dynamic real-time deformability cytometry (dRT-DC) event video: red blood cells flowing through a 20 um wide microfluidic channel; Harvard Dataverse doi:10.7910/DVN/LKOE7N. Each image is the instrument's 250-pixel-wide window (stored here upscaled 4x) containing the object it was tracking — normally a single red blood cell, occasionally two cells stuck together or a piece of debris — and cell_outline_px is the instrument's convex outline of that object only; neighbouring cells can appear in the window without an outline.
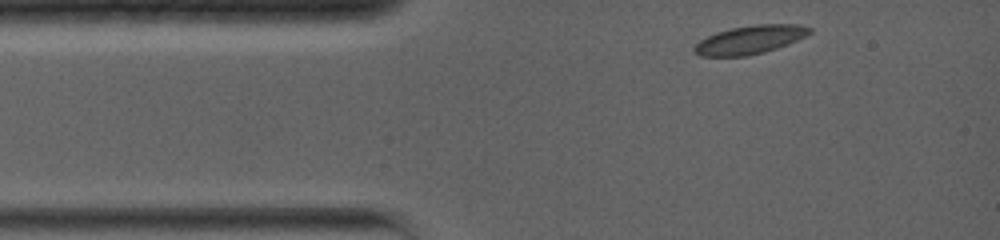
{"species": "common noctule bat (a hibernating species)", "species_latin": "Nyctalus noctula", "temperature_condition": "warm", "stored_images_in_passage": 23, "camera_frame_rate_fps": 5000, "um_per_image_px": 0.085, "animal": {"sex": "female", "body_mass_g": 19.0, "forearm_length_mm": 56.7}, "frame": {"image": 1, "passage_image": 1, "time_ms": 0.0, "image_size_px": [1000, 240], "cell_outline_px": [[812, 32], [788, 44], [764, 52], [744, 56], [700, 56], [692, 52], [692, 48], [700, 40], [716, 32], [732, 28], [756, 24], [800, 24], [812, 28]], "centroid_in_image_um": [63.73, 3.37], "position_along_channel_um": 21.3, "area_um2": 19.07}}
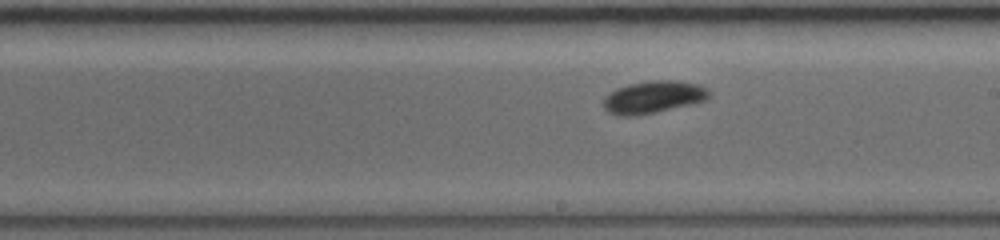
{"frame": {"image": 2, "passage_image": 14, "time_ms": 6.4, "image_size_px": [1000, 240], "cell_outline_px": [[712, 92], [704, 100], [688, 104], [636, 116], [620, 116], [608, 112], [604, 108], [604, 96], [616, 88], [628, 84], [652, 80], [672, 80], [700, 84], [708, 88]], "centroid_in_image_um": [55.51, 8.23], "position_along_channel_um": 233.5, "area_um2": 19.77}}
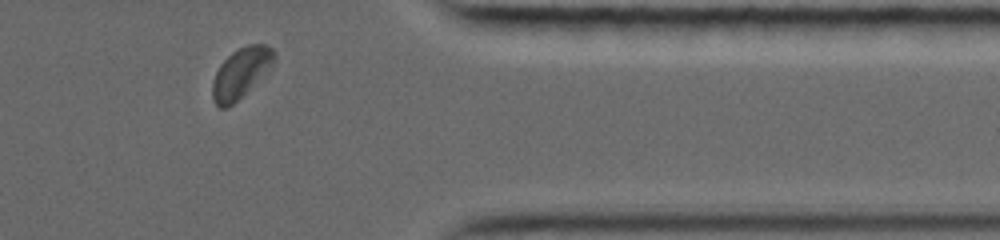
{"frame": {"image": 3, "passage_image": 23, "time_ms": 10.8, "image_size_px": [1000, 240], "cell_outline_px": [[276, 60], [228, 108], [220, 108], [212, 100], [212, 80], [220, 64], [232, 52], [248, 44], [264, 44], [272, 48], [276, 52]], "centroid_in_image_um": [20.43, 6.17], "position_along_channel_um": 391.0, "area_um2": 17.46}, "authors_computed_cell_mechanics": {"area_um2": 18.9584, "velocity_mm_per_s": 3.834, "shape_relaxation_time_tau1_ms": 3.1153, "shape_relaxation_time_tau2_ms": 2.4002, "deformation_change_tau1": 0.118, "deformation_change_tau2": 0.0445}}